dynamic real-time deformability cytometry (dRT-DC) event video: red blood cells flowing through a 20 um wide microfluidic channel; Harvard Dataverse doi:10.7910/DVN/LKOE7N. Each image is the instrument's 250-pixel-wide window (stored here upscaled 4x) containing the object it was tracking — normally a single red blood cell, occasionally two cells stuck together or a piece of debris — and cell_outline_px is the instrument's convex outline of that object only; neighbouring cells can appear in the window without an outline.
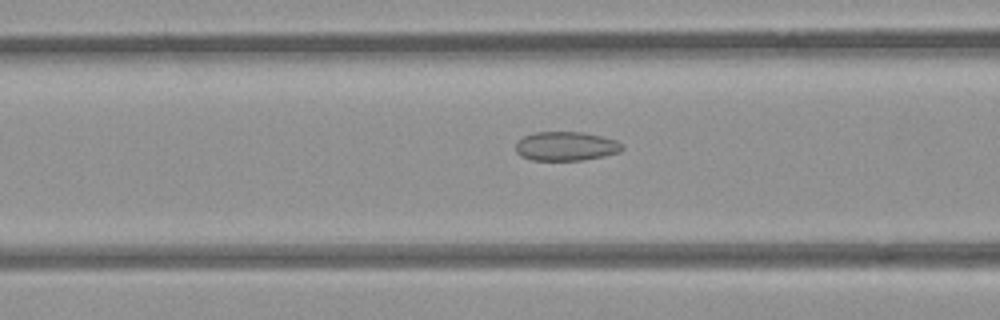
{"species": "common noctule bat (a hibernating species)", "species_latin": "Nyctalus noctula", "temperature_condition": "room temperature", "stored_images_in_passage": 19, "camera_frame_rate_fps": 3000, "um_per_image_px": 0.085, "animal": {"sex": "female", "body_mass_g": 21.9}, "frame": {"image": 1, "passage_image": 7, "time_ms": 2.0, "image_size_px": [1000, 320], "cell_outline_px": [[624, 148], [620, 152], [604, 156], [580, 160], [532, 160], [520, 156], [516, 152], [516, 140], [524, 136], [536, 132], [580, 132], [600, 136], [616, 140], [624, 144]], "centroid_in_image_um": [48.1, 12.43], "position_along_channel_um": 118.5, "area_um2": 18.09}}
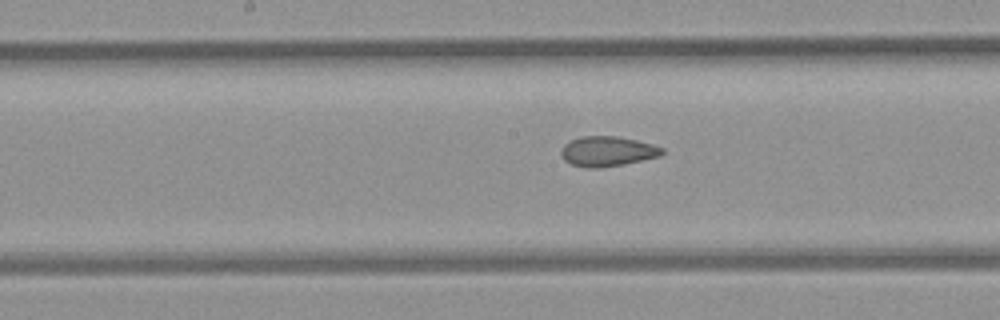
{"frame": {"image": 2, "passage_image": 13, "time_ms": 4.0, "image_size_px": [1000, 320], "cell_outline_px": [[664, 152], [660, 156], [624, 164], [596, 168], [584, 168], [572, 164], [564, 160], [560, 156], [560, 152], [564, 144], [580, 136], [616, 136], [636, 140], [652, 144], [664, 148]], "centroid_in_image_um": [51.61, 12.86], "position_along_channel_um": 196.6, "area_um2": 17.69}}
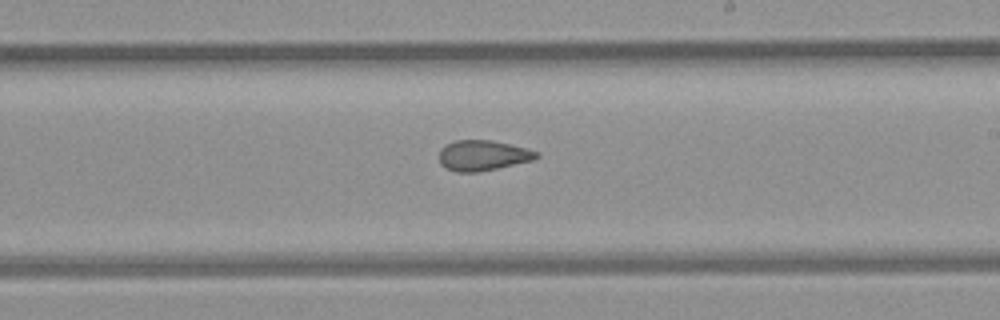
{"frame": {"image": 3, "passage_image": 17, "time_ms": 5.333, "image_size_px": [1000, 320], "cell_outline_px": [[540, 156], [532, 160], [496, 168], [476, 172], [456, 172], [440, 164], [440, 148], [456, 140], [492, 140], [528, 148], [540, 152]], "centroid_in_image_um": [41.07, 13.2], "position_along_channel_um": 247.9, "area_um2": 17.11}}